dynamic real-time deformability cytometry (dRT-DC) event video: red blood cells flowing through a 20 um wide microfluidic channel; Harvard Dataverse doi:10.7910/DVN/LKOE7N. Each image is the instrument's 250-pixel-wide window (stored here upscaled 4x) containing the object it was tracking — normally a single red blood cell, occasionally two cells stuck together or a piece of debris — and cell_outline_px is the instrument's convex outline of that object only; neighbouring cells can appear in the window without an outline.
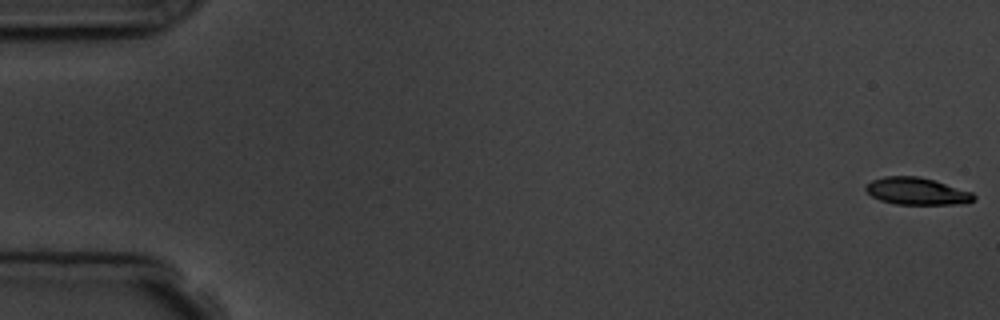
{"species": "common noctule bat (a hibernating species)", "species_latin": "Nyctalus noctula", "temperature_condition": "room temperature", "stored_images_in_passage": 7, "camera_frame_rate_fps": 3000, "um_per_image_px": 0.085, "animal": {"sex": "male", "body_mass_g": 19.5, "forearm_length_mm": 54.6}, "frame": {"image": 1, "passage_image": 1, "time_ms": 0.0, "image_size_px": [1000, 320], "cell_outline_px": [[976, 200], [968, 204], [896, 204], [880, 200], [872, 196], [864, 188], [872, 180], [884, 176], [916, 176], [932, 180], [972, 192], [976, 196]], "centroid_in_image_um": [77.96, 16.26], "position_along_channel_um": 7.0, "area_um2": 16.99}}
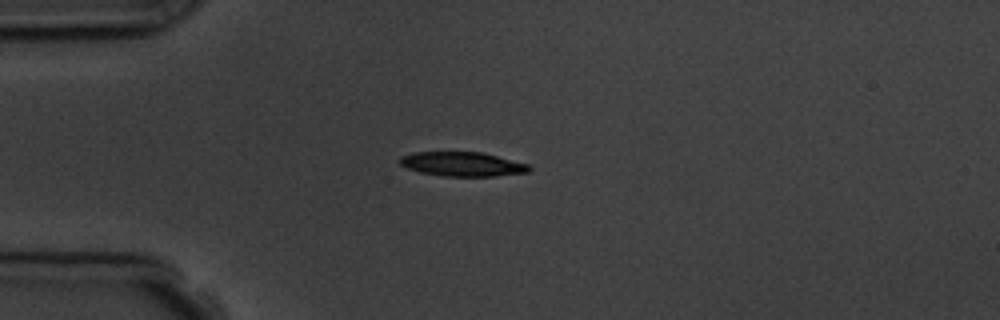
{"frame": {"image": 2, "passage_image": 5, "time_ms": 4.667, "image_size_px": [1000, 320], "cell_outline_px": [[532, 168], [528, 172], [496, 176], [440, 176], [420, 172], [408, 168], [400, 164], [396, 160], [400, 156], [412, 152], [484, 152], [528, 164]], "centroid_in_image_um": [39.27, 13.94], "position_along_channel_um": 45.7, "area_um2": 18.5}}